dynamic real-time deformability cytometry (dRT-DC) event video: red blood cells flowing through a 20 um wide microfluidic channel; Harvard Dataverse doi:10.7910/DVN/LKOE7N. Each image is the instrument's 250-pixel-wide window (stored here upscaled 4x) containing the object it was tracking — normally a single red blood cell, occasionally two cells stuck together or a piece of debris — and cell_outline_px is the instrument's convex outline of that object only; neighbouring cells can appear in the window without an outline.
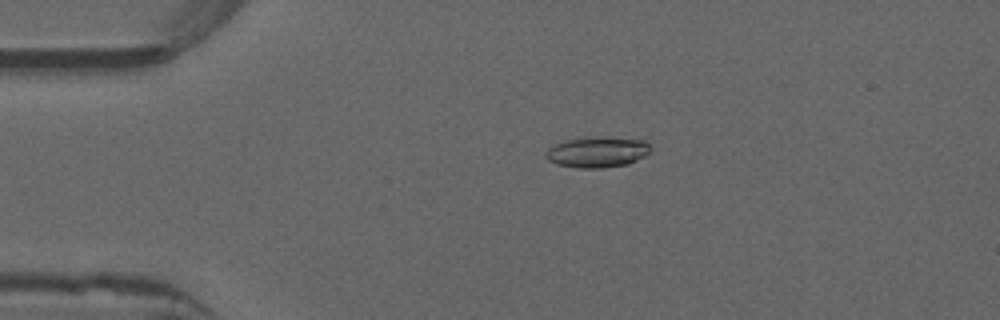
{"species": "common noctule bat (a hibernating species)", "species_latin": "Nyctalus noctula", "temperature_condition": "warm", "stored_images_in_passage": 46, "camera_frame_rate_fps": 3000, "um_per_image_px": 0.085, "animal": {"sex": "male", "forearm_length_mm": 52.5}, "frame": {"image": 1, "passage_image": 5, "time_ms": 1.333, "image_size_px": [1000, 320], "cell_outline_px": [[652, 148], [644, 156], [628, 164], [600, 168], [580, 168], [556, 164], [548, 160], [544, 156], [548, 148], [556, 144], [568, 140], [584, 136], [596, 136], [644, 140]], "centroid_in_image_um": [50.75, 12.92], "position_along_channel_um": 34.2, "area_um2": 18.79}}
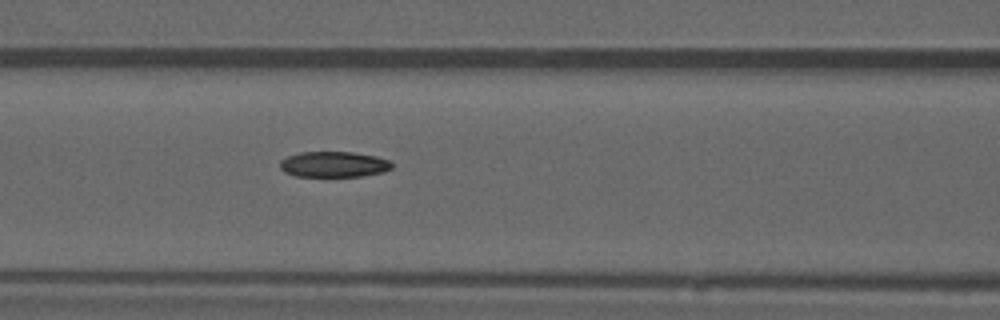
{"frame": {"image": 2, "passage_image": 16, "time_ms": 5.0, "image_size_px": [1000, 320], "cell_outline_px": [[392, 168], [384, 172], [360, 176], [296, 176], [284, 172], [280, 168], [280, 160], [288, 156], [300, 152], [352, 152], [376, 156], [388, 160], [392, 164]], "centroid_in_image_um": [28.36, 13.97], "position_along_channel_um": 138.2, "area_um2": 16.7}}
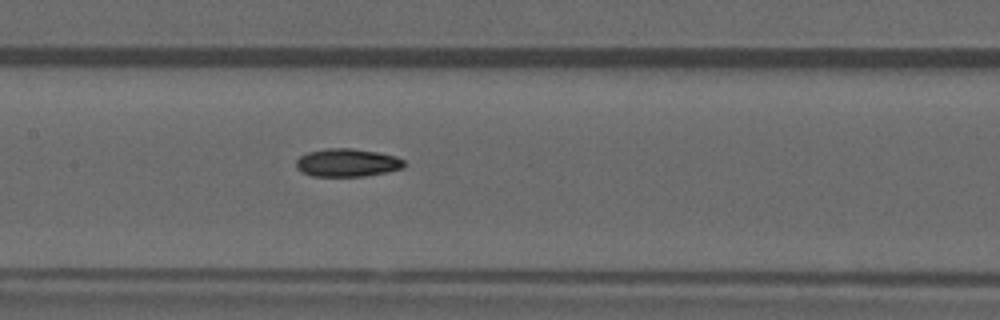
{"frame": {"image": 3, "passage_image": 19, "time_ms": 6.0, "image_size_px": [1000, 320], "cell_outline_px": [[408, 164], [404, 168], [388, 172], [364, 176], [312, 176], [300, 172], [296, 168], [296, 160], [300, 156], [308, 152], [324, 148], [352, 148], [376, 152], [396, 156], [404, 160]], "centroid_in_image_um": [29.53, 13.83], "position_along_channel_um": 177.9, "area_um2": 17.92}, "authors_computed_cell_mechanics": {"area_um2": 17.4267, "velocity_mm_per_s": 3.9644, "shape_relaxation_time_tau1_ms": null, "shape_relaxation_time_tau2_ms": 5.319, "deformation_change_tau1": null, "deformation_change_tau2": 0.1217}}